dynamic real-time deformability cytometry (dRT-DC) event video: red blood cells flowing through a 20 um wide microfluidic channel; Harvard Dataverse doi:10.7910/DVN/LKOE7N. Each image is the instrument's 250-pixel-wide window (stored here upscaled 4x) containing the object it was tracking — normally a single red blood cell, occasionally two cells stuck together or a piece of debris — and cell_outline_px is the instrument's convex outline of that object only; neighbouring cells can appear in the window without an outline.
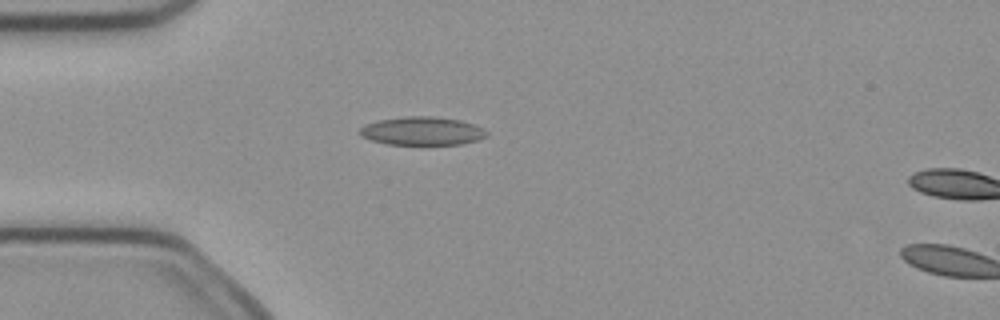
{"species": "common noctule bat (a hibernating species)", "species_latin": "Nyctalus noctula", "temperature_condition": "cold", "stored_images_in_passage": 4, "camera_frame_rate_fps": 3000, "um_per_image_px": 0.085, "animal": {"sex": "female", "body_mass_g": 21.9}, "frame": {"image": 1, "passage_image": 3, "time_ms": 0.667, "image_size_px": [1000, 320], "cell_outline_px": [[488, 136], [476, 140], [460, 144], [428, 148], [420, 148], [388, 144], [372, 140], [360, 136], [360, 128], [368, 124], [380, 120], [408, 116], [436, 116], [460, 120], [484, 128], [488, 132]], "centroid_in_image_um": [35.93, 11.19], "position_along_channel_um": 49.1, "area_um2": 21.91}}